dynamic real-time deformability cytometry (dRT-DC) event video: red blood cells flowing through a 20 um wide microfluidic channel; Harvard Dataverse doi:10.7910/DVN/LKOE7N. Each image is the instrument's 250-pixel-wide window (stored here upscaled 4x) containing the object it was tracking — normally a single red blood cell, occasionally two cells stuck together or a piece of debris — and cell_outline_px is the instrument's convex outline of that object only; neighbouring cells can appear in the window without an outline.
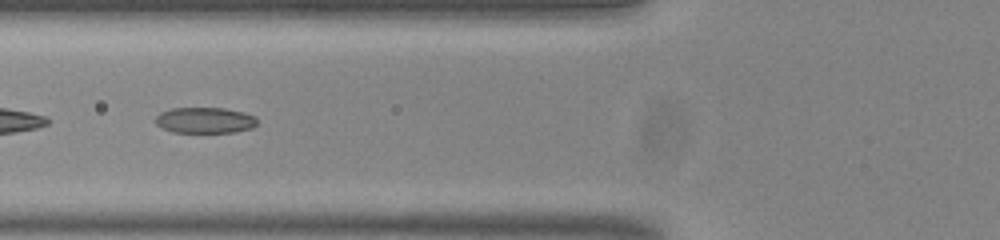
{"species": "common noctule bat (a hibernating species)", "species_latin": "Nyctalus noctula", "temperature_condition": "room temperature", "stored_images_in_passage": 35, "camera_frame_rate_fps": 3000, "um_per_image_px": 0.085, "animal": {"sex": "male", "body_mass_g": 20.0, "forearm_length_mm": 53.3}, "frame": {"image": 1, "passage_image": 6, "time_ms": 1.667, "image_size_px": [1000, 240], "cell_outline_px": [[256, 124], [252, 128], [236, 132], [172, 132], [156, 124], [156, 116], [160, 112], [172, 108], [224, 108], [244, 112], [256, 116]], "centroid_in_image_um": [17.43, 10.22], "position_along_channel_um": 108.4, "area_um2": 15.32}}
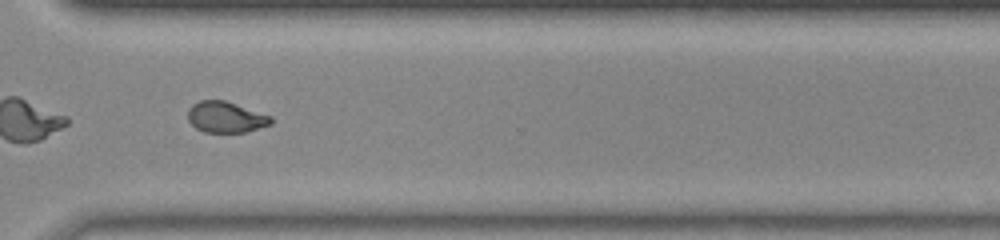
{"frame": {"image": 2, "passage_image": 25, "time_ms": 8.0, "image_size_px": [1000, 240], "cell_outline_px": [[272, 124], [244, 132], [204, 132], [196, 128], [188, 120], [188, 108], [192, 104], [200, 100], [224, 100], [272, 116]], "centroid_in_image_um": [19.18, 9.95], "position_along_channel_um": 351.4, "area_um2": 14.97}, "authors_computed_cell_mechanics": {"area_um2": 15.317, "velocity_mm_per_s": 3.8328, "shape_relaxation_time_tau1_ms": null, "shape_relaxation_time_tau2_ms": 1.6424, "deformation_change_tau1": null, "deformation_change_tau2": 0.0661}}